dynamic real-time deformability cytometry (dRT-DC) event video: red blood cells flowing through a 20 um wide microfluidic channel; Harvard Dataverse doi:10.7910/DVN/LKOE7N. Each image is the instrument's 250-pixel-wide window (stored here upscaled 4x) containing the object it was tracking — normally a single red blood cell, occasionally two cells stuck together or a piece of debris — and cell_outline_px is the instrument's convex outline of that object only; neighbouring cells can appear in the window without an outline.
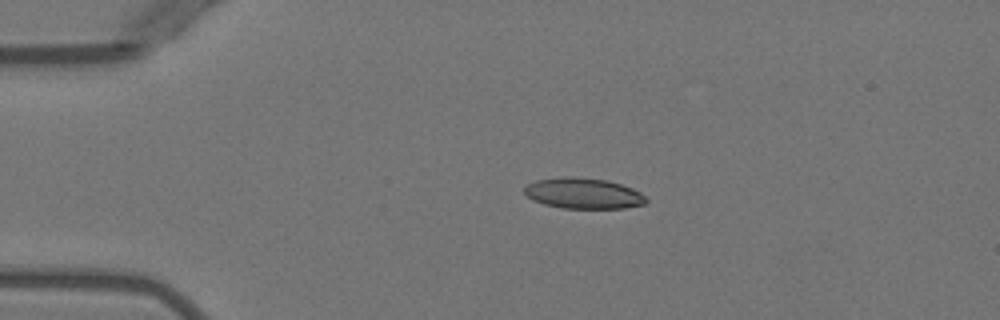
{"species": "Egyptian fruit bat (a non-hibernating species)", "species_latin": "Rousettus aegyptiacus", "temperature_condition": "warm", "stored_images_in_passage": 3, "camera_frame_rate_fps": 3000, "um_per_image_px": 0.085, "animal": {"sex": "female"}, "frame": {"image": 1, "passage_image": 2, "time_ms": 1.0, "image_size_px": [1000, 320], "cell_outline_px": [[648, 200], [644, 204], [624, 208], [560, 208], [544, 204], [532, 200], [524, 192], [524, 188], [528, 184], [536, 180], [564, 176], [572, 176], [608, 180], [632, 188], [640, 192]], "centroid_in_image_um": [49.57, 16.43], "position_along_channel_um": 35.4, "area_um2": 21.85}}